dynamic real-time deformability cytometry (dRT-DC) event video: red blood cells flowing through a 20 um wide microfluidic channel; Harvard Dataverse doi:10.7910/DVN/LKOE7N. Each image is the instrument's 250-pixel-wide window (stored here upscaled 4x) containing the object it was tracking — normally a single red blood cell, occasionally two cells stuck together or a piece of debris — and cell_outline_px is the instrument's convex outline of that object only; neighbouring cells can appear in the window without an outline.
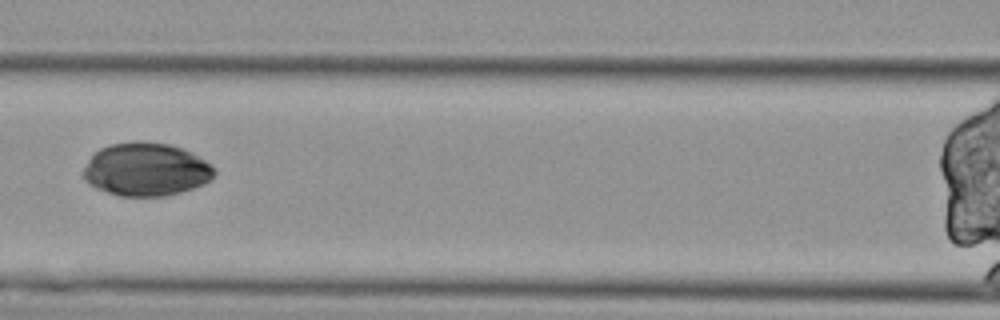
{"species": "Egyptian fruit bat (a non-hibernating species)", "species_latin": "Rousettus aegyptiacus", "temperature_condition": "cold", "stored_images_in_passage": 14, "camera_frame_rate_fps": 3000, "um_per_image_px": 0.085, "animal": {"sex": "female"}, "frame": {"image": 1, "passage_image": 6, "time_ms": 1.667, "image_size_px": [1000, 320], "cell_outline_px": [[216, 172], [204, 184], [180, 192], [164, 196], [120, 196], [96, 188], [88, 184], [84, 180], [84, 168], [88, 160], [100, 148], [112, 144], [140, 140], [168, 144], [192, 152], [212, 164], [216, 168]], "centroid_in_image_um": [12.42, 14.4], "position_along_channel_um": 154.2, "area_um2": 40.58}}
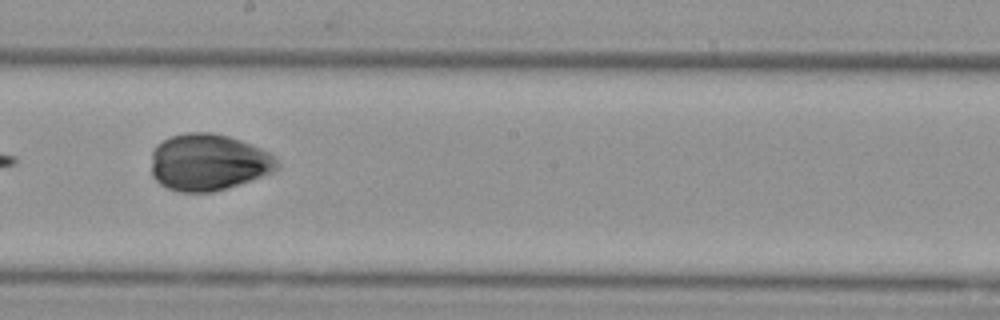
{"frame": {"image": 2, "passage_image": 8, "time_ms": 2.333, "image_size_px": [1000, 320], "cell_outline_px": [[280, 168], [272, 172], [212, 192], [180, 192], [168, 188], [160, 184], [152, 176], [152, 148], [156, 144], [172, 136], [188, 132], [212, 132], [228, 136], [240, 140], [260, 148], [268, 152], [280, 164]], "centroid_in_image_um": [17.67, 13.78], "position_along_channel_um": 230.5, "area_um2": 41.33}}